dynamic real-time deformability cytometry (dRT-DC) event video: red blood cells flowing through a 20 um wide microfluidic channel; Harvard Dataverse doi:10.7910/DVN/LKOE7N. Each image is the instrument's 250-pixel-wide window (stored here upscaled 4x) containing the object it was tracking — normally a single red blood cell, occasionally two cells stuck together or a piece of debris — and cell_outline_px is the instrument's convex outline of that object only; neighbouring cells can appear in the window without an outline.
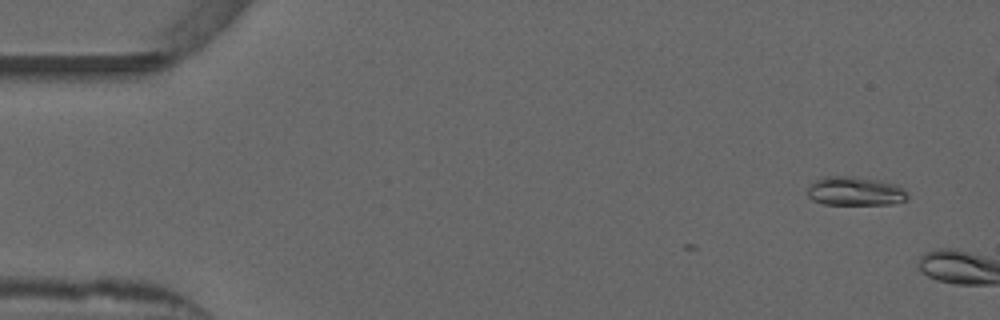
{"species": "common noctule bat (a hibernating species)", "species_latin": "Nyctalus noctula", "temperature_condition": "warm", "stored_images_in_passage": 6, "camera_frame_rate_fps": 3000, "um_per_image_px": 0.085, "animal": {"sex": "male", "forearm_length_mm": 52.5}, "frame": {"image": 1, "passage_image": 3, "time_ms": 0.667, "image_size_px": [1000, 320], "cell_outline_px": [[908, 200], [892, 204], [824, 204], [812, 200], [808, 196], [808, 188], [820, 176], [852, 176], [880, 180], [896, 184], [904, 188], [908, 192]], "centroid_in_image_um": [72.72, 16.24], "position_along_channel_um": 12.3, "area_um2": 17.05}}